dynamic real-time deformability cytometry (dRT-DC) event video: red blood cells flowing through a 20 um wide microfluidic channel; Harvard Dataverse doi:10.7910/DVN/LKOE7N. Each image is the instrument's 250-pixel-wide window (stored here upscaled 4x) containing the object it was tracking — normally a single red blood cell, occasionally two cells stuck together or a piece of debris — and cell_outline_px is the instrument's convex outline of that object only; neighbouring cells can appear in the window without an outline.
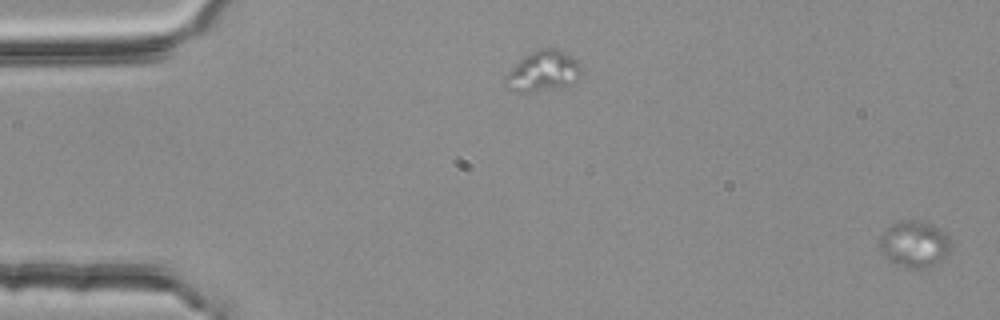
{"species": "common noctule bat (a hibernating species)", "species_latin": "Nyctalus noctula", "temperature_condition": "room temperature", "stored_images_in_passage": 5, "camera_frame_rate_fps": 3000, "um_per_image_px": 0.085, "animal": {"sex": "female", "body_mass_g": 25.1}, "frame": {"image": 1, "passage_image": 1, "time_ms": 0.0, "image_size_px": [1000, 320], "cell_outline_px": [[952, 248], [936, 264], [924, 268], [908, 268], [896, 264], [884, 256], [880, 248], [880, 236], [884, 228], [896, 220], [924, 220], [944, 232], [948, 236]], "centroid_in_image_um": [77.7, 20.71], "position_along_channel_um": 7.3, "area_um2": 19.48}}